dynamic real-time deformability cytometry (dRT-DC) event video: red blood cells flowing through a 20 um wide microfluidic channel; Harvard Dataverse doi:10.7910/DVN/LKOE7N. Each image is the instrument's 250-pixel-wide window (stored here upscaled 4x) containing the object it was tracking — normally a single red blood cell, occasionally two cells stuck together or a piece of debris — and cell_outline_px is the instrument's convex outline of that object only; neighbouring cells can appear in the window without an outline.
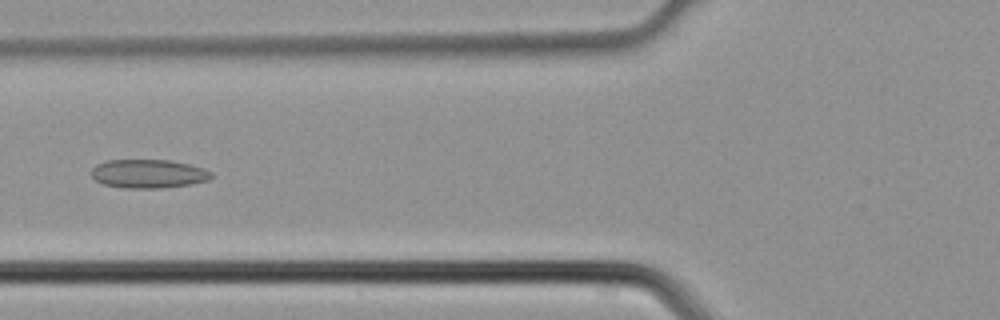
{"species": "common noctule bat (a hibernating species)", "species_latin": "Nyctalus noctula", "temperature_condition": "cold", "stored_images_in_passage": 5, "camera_frame_rate_fps": 3000, "um_per_image_px": 0.085, "animal": {"sex": "male", "body_mass_g": 21.5, "forearm_length_mm": 52.0}, "frame": {"image": 1, "passage_image": 5, "time_ms": 1.333, "image_size_px": [1000, 320], "cell_outline_px": [[212, 176], [208, 180], [188, 184], [160, 188], [124, 188], [104, 184], [96, 180], [92, 176], [92, 168], [96, 164], [108, 160], [168, 160], [188, 164], [204, 168], [212, 172]], "centroid_in_image_um": [12.6, 14.76], "position_along_channel_um": 113.2, "area_um2": 19.88}}